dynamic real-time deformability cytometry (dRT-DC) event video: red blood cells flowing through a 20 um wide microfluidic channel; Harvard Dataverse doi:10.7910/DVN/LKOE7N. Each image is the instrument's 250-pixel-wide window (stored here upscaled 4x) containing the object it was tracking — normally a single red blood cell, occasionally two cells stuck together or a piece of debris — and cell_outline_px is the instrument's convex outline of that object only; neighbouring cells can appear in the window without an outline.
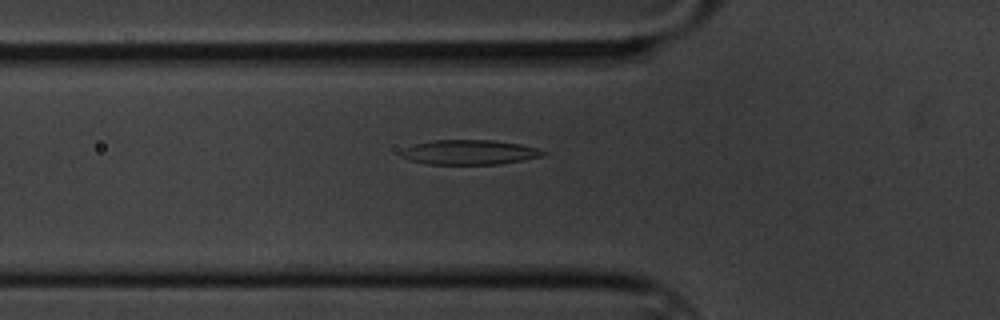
{"species": "common noctule bat (a hibernating species)", "species_latin": "Nyctalus noctula", "temperature_condition": "cold", "stored_images_in_passage": 33, "camera_frame_rate_fps": 3000, "um_per_image_px": 0.085, "animal": {"sex": "male", "body_mass_g": 20.1, "forearm_length_mm": 53.5}, "frame": {"image": 1, "passage_image": 2, "time_ms": 0.333, "image_size_px": [1000, 320], "cell_outline_px": [[548, 152], [544, 156], [524, 160], [500, 164], [424, 164], [408, 160], [400, 156], [400, 152], [404, 148], [416, 144], [432, 140], [492, 140], [520, 144], [536, 148]], "centroid_in_image_um": [39.9, 12.95], "position_along_channel_um": 85.9, "area_um2": 20.58}}
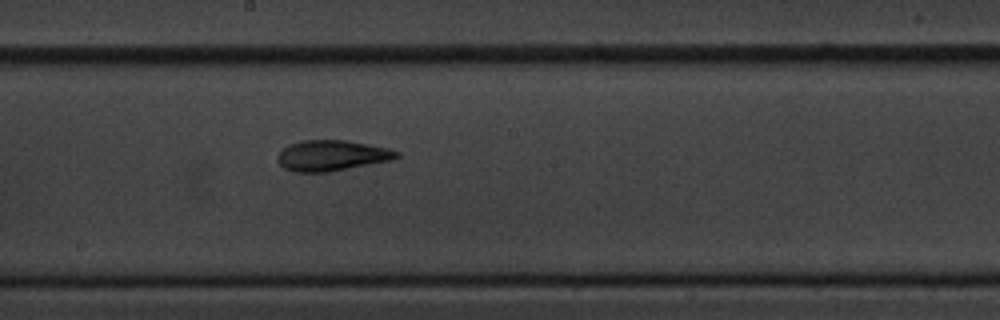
{"frame": {"image": 2, "passage_image": 14, "time_ms": 4.333, "image_size_px": [1000, 320], "cell_outline_px": [[400, 156], [392, 160], [328, 172], [296, 172], [284, 168], [276, 160], [276, 156], [288, 144], [300, 140], [348, 140], [388, 148], [400, 152]], "centroid_in_image_um": [28.19, 13.21], "position_along_channel_um": 220.0, "area_um2": 21.39}}
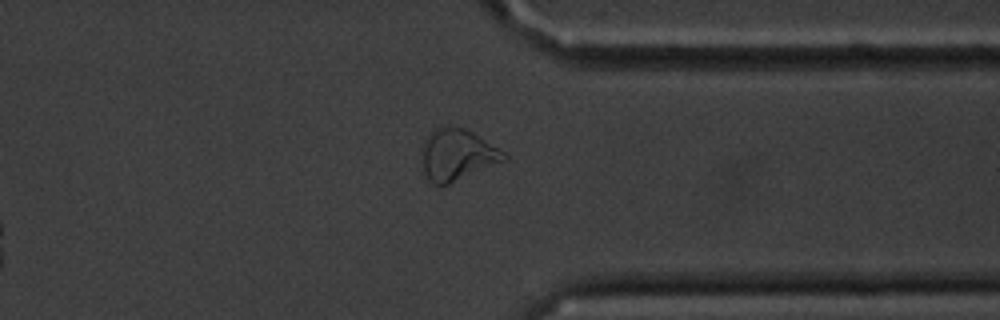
{"frame": {"image": 3, "passage_image": 28, "time_ms": 9.0, "image_size_px": [1000, 320], "cell_outline_px": [[508, 160], [448, 184], [432, 184], [424, 172], [420, 148], [428, 132], [432, 128], [440, 124], [448, 124], [464, 128], [472, 132], [504, 152], [508, 156]], "centroid_in_image_um": [38.81, 13.11], "position_along_channel_um": 372.6, "area_um2": 25.09}}